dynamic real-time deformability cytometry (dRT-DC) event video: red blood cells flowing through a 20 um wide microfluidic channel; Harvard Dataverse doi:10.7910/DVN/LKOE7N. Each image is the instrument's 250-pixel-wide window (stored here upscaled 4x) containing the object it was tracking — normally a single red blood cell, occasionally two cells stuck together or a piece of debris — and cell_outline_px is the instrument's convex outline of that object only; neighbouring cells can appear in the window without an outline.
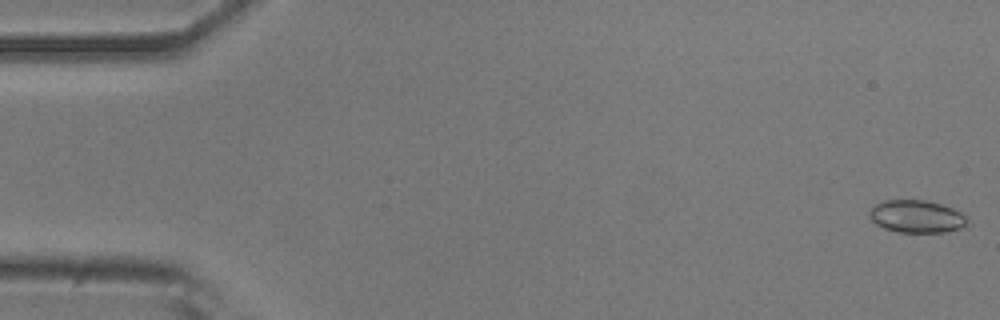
{"species": "common noctule bat (a hibernating species)", "species_latin": "Nyctalus noctula", "temperature_condition": "room temperature", "stored_images_in_passage": 11, "camera_frame_rate_fps": 3000, "um_per_image_px": 0.085, "animal": {"sex": "male", "body_mass_g": 20.5, "forearm_length_mm": 52.5}, "frame": {"image": 1, "passage_image": 1, "time_ms": 0.0, "image_size_px": [1000, 320], "cell_outline_px": [[968, 220], [960, 228], [944, 232], [896, 232], [884, 228], [876, 224], [872, 220], [872, 208], [876, 204], [884, 200], [924, 200], [940, 204], [952, 208], [960, 212]], "centroid_in_image_um": [77.91, 18.4], "position_along_channel_um": 7.1, "area_um2": 18.15}}